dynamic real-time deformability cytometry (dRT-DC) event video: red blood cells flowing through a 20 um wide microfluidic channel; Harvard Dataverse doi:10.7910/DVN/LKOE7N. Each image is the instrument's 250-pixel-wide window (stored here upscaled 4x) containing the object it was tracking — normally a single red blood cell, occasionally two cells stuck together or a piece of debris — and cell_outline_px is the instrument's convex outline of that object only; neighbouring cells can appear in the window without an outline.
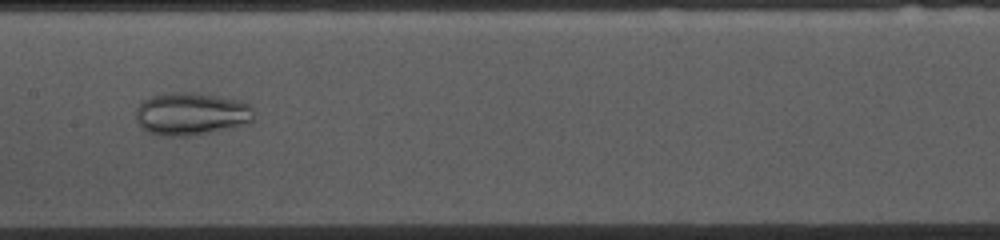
{"species": "common noctule bat (a hibernating species)", "species_latin": "Nyctalus noctula", "temperature_condition": "cold", "stored_images_in_passage": 53, "camera_frame_rate_fps": 3000, "um_per_image_px": 0.085, "animal": {"sex": "female", "body_mass_g": 10.0, "forearm_length_mm": 53.1}, "frame": {"image": 1, "passage_image": 25, "time_ms": 8.0, "image_size_px": [1000, 240], "cell_outline_px": [[252, 120], [248, 124], [188, 136], [164, 136], [148, 132], [136, 120], [136, 108], [144, 100], [152, 96], [172, 92], [192, 92], [240, 100], [252, 104]], "centroid_in_image_um": [16.26, 9.67], "position_along_channel_um": 191.1, "area_um2": 29.19}}
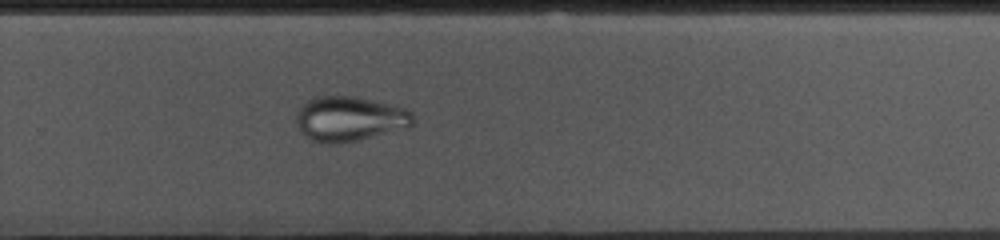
{"frame": {"image": 2, "passage_image": 34, "time_ms": 11.0, "image_size_px": [1000, 240], "cell_outline_px": [[412, 124], [408, 128], [356, 140], [336, 144], [328, 144], [312, 140], [300, 132], [296, 120], [296, 112], [308, 100], [316, 96], [356, 96], [404, 108], [412, 112]], "centroid_in_image_um": [29.69, 10.1], "position_along_channel_um": 300.1, "area_um2": 30.35}}
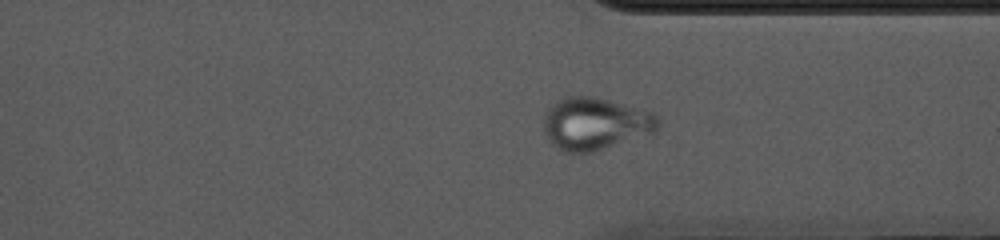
{"frame": {"image": 3, "passage_image": 39, "time_ms": 12.667, "image_size_px": [1000, 240], "cell_outline_px": [[660, 124], [656, 132], [592, 152], [564, 152], [552, 144], [548, 140], [544, 132], [544, 116], [548, 108], [556, 100], [564, 96], [592, 96], [608, 100], [652, 112], [656, 116]], "centroid_in_image_um": [50.57, 10.51], "position_along_channel_um": 360.8, "area_um2": 34.85}}